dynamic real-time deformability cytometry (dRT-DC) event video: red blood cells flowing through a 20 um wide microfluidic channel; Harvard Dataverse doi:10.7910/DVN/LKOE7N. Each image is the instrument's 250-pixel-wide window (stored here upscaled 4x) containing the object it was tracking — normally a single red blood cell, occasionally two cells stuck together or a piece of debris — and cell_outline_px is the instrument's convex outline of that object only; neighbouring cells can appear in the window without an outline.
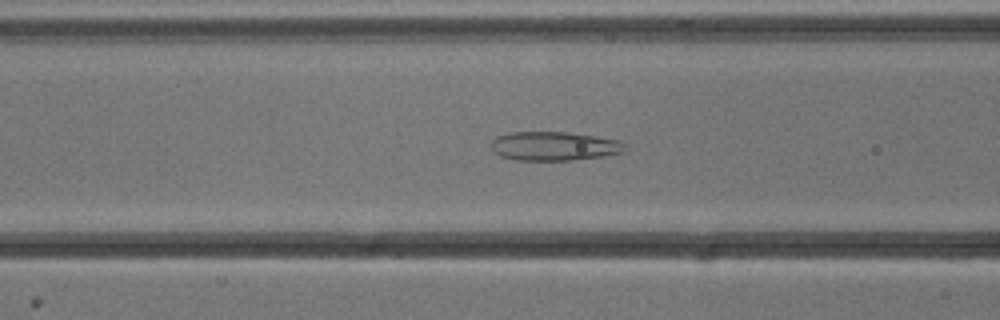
{"species": "common noctule bat (a hibernating species)", "species_latin": "Nyctalus noctula", "temperature_condition": "cold", "stored_images_in_passage": 53, "camera_frame_rate_fps": 3000, "um_per_image_px": 0.085, "animal": {"sex": "male", "body_mass_g": 13.3}, "frame": {"image": 1, "passage_image": 21, "time_ms": 6.667, "image_size_px": [1000, 320], "cell_outline_px": [[628, 148], [624, 152], [604, 156], [572, 160], [516, 160], [500, 156], [492, 152], [488, 144], [496, 136], [508, 132], [568, 132], [620, 140]], "centroid_in_image_um": [47.06, 12.42], "position_along_channel_um": 119.5, "area_um2": 22.95}}
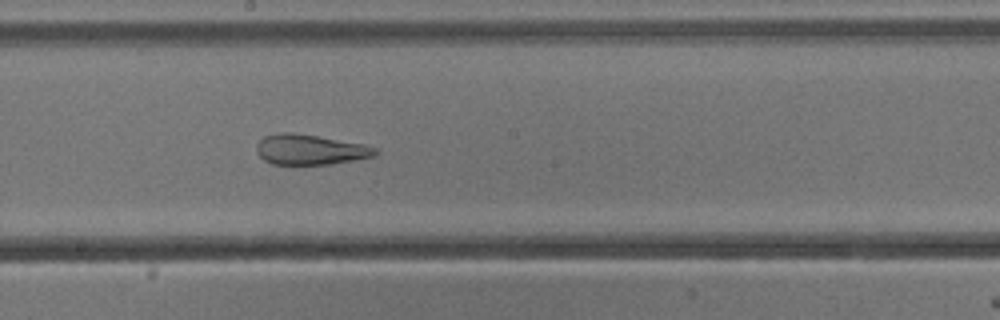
{"frame": {"image": 2, "passage_image": 29, "time_ms": 9.333, "image_size_px": [1000, 320], "cell_outline_px": [[380, 152], [376, 156], [332, 164], [272, 164], [264, 160], [256, 152], [256, 144], [264, 136], [280, 132], [288, 132], [316, 136], [364, 144], [376, 148]], "centroid_in_image_um": [26.37, 12.72], "position_along_channel_um": 221.8, "area_um2": 20.92}}
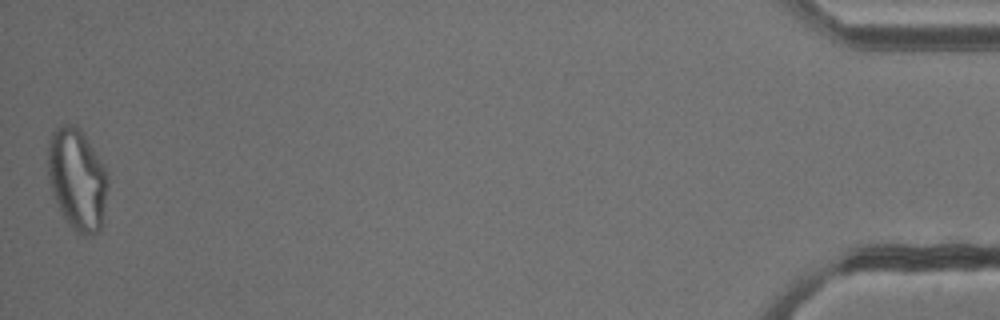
{"frame": {"image": 3, "passage_image": 53, "time_ms": 17.333, "image_size_px": [1000, 320], "cell_outline_px": [[108, 184], [100, 228], [96, 232], [84, 236], [76, 232], [68, 224], [52, 192], [48, 180], [48, 140], [52, 132], [56, 128], [64, 124], [76, 124], [80, 128], [104, 168], [108, 176]], "centroid_in_image_um": [6.53, 15.2], "position_along_channel_um": 428.7, "area_um2": 34.97}, "authors_computed_cell_mechanics": {"area_um2": 29.8826, "velocity_mm_per_s": 3.84, "shape_relaxation_time_tau1_ms": null, "shape_relaxation_time_tau2_ms": 1.7729, "deformation_change_tau1": null, "deformation_change_tau2": 0.1085}}